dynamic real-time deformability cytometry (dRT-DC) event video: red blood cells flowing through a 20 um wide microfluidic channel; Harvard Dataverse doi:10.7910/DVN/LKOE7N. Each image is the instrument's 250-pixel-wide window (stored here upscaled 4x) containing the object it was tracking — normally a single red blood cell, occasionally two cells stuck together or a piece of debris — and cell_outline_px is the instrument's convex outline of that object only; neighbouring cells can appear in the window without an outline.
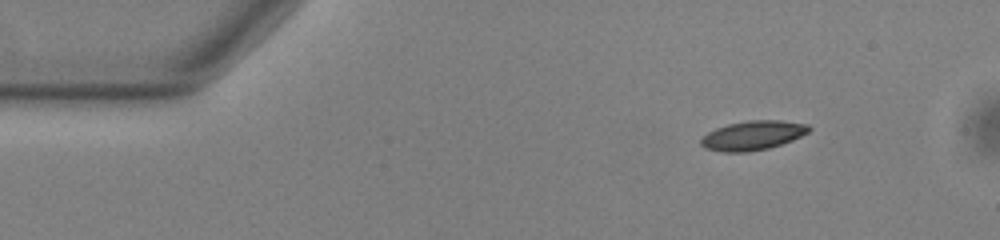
{"species": "common noctule bat (a hibernating species)", "species_latin": "Nyctalus noctula", "temperature_condition": "warm", "stored_images_in_passage": 45, "camera_frame_rate_fps": 3000, "um_per_image_px": 0.085, "animal": {"sex": "male", "body_mass_g": 13.0, "forearm_length_mm": 53.1}, "frame": {"image": 1, "passage_image": 1, "time_ms": 0.0, "image_size_px": [1000, 240], "cell_outline_px": [[812, 128], [808, 132], [792, 140], [768, 148], [748, 152], [724, 152], [704, 148], [700, 144], [700, 140], [708, 132], [716, 128], [728, 124], [748, 120], [780, 120], [808, 124]], "centroid_in_image_um": [63.98, 11.51], "position_along_channel_um": 21.0, "area_um2": 18.38}}
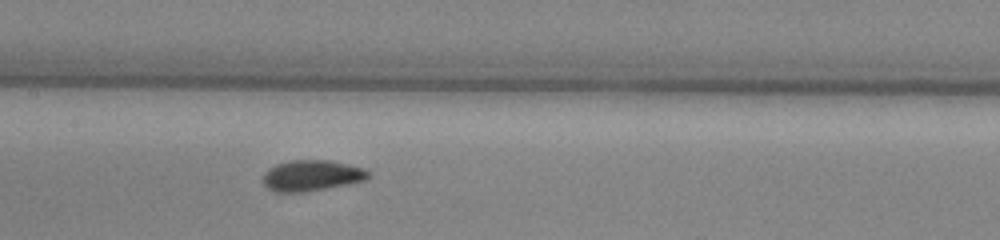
{"frame": {"image": 2, "passage_image": 20, "time_ms": 6.333, "image_size_px": [1000, 240], "cell_outline_px": [[372, 176], [364, 180], [348, 184], [300, 192], [276, 192], [268, 188], [260, 180], [264, 172], [268, 168], [276, 164], [292, 160], [328, 160], [348, 164], [364, 168]], "centroid_in_image_um": [26.45, 14.91], "position_along_channel_um": 180.9, "area_um2": 18.96}}
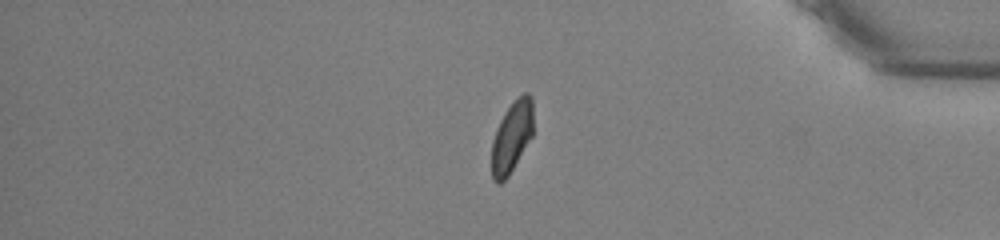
{"frame": {"image": 3, "passage_image": 39, "time_ms": 12.667, "image_size_px": [1000, 240], "cell_outline_px": [[532, 136], [508, 176], [500, 184], [496, 184], [492, 180], [492, 140], [496, 128], [504, 112], [524, 92], [528, 92], [532, 96]], "centroid_in_image_um": [43.48, 11.65], "position_along_channel_um": 391.7, "area_um2": 17.11}, "authors_computed_cell_mechanics": {"area_um2": 18.2648, "velocity_mm_per_s": 3.7852, "shape_relaxation_time_tau1_ms": 3.2449, "shape_relaxation_time_tau2_ms": 1.1927, "deformation_change_tau1": 0.1183, "deformation_change_tau2": 0.0577}}